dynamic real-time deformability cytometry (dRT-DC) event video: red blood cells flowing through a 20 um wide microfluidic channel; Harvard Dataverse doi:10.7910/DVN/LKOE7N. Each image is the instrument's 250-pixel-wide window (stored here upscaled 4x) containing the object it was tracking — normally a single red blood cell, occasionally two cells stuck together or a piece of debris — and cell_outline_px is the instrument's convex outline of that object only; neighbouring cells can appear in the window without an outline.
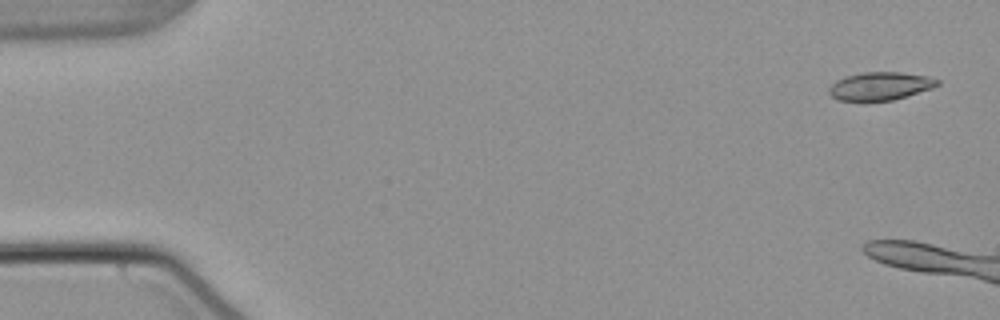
{"species": "common noctule bat (a hibernating species)", "species_latin": "Nyctalus noctula", "temperature_condition": "warm", "stored_images_in_passage": 7, "camera_frame_rate_fps": 3000, "um_per_image_px": 0.085, "animal": {"sex": "male", "body_mass_g": 21.5, "forearm_length_mm": 52.0}, "frame": {"image": 1, "passage_image": 2, "time_ms": 0.333, "image_size_px": [1000, 320], "cell_outline_px": [[940, 84], [932, 88], [908, 96], [892, 100], [836, 100], [828, 92], [828, 88], [836, 80], [844, 76], [864, 72], [900, 72], [928, 76], [940, 80]], "centroid_in_image_um": [74.82, 7.31], "position_along_channel_um": 10.2, "area_um2": 17.74}}